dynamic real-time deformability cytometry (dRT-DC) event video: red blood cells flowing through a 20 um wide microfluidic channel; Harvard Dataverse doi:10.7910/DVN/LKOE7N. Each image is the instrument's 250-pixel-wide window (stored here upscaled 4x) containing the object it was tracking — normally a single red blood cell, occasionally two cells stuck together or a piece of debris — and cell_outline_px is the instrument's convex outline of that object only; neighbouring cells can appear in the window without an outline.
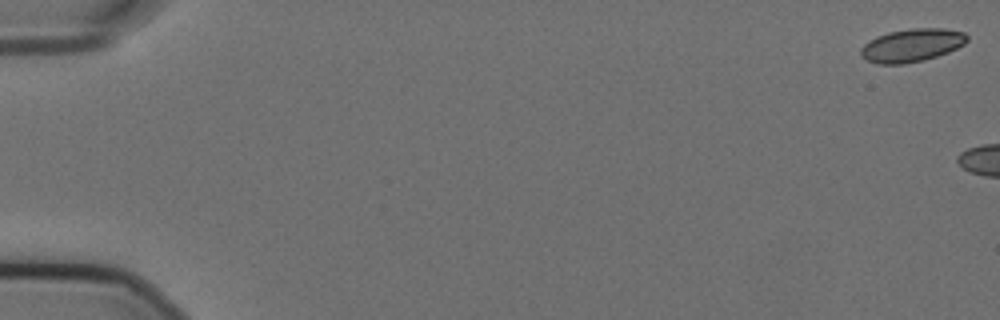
{"species": "Egyptian fruit bat (a non-hibernating species)", "species_latin": "Rousettus aegyptiacus", "temperature_condition": "cold", "stored_images_in_passage": 5, "camera_frame_rate_fps": 3000, "um_per_image_px": 0.085, "animal": {"sex": "female"}, "frame": {"image": 1, "passage_image": 1, "time_ms": 0.0, "image_size_px": [1000, 320], "cell_outline_px": [[968, 40], [964, 44], [948, 52], [924, 60], [904, 64], [876, 64], [860, 56], [860, 48], [864, 44], [876, 36], [888, 32], [912, 28], [944, 28], [964, 32], [968, 36]], "centroid_in_image_um": [77.49, 3.85], "position_along_channel_um": 7.5, "area_um2": 20.58}}